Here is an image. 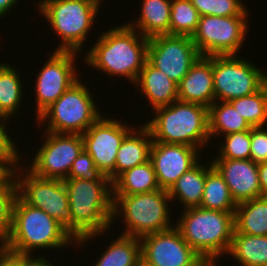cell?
<instances>
[{
	"label": "cell",
	"instance_id": "cell-1",
	"mask_svg": "<svg viewBox=\"0 0 267 266\" xmlns=\"http://www.w3.org/2000/svg\"><path fill=\"white\" fill-rule=\"evenodd\" d=\"M95 42L84 57L87 66L108 77L128 78L134 86L147 61L149 38L125 22L105 31Z\"/></svg>",
	"mask_w": 267,
	"mask_h": 266
},
{
	"label": "cell",
	"instance_id": "cell-2",
	"mask_svg": "<svg viewBox=\"0 0 267 266\" xmlns=\"http://www.w3.org/2000/svg\"><path fill=\"white\" fill-rule=\"evenodd\" d=\"M63 181L73 218V238L77 243L74 245L79 244L80 248L93 237L109 232L114 224L112 182L73 178Z\"/></svg>",
	"mask_w": 267,
	"mask_h": 266
},
{
	"label": "cell",
	"instance_id": "cell-3",
	"mask_svg": "<svg viewBox=\"0 0 267 266\" xmlns=\"http://www.w3.org/2000/svg\"><path fill=\"white\" fill-rule=\"evenodd\" d=\"M74 241L57 220L16 196L10 233L4 242L6 249L32 257L37 249H62Z\"/></svg>",
	"mask_w": 267,
	"mask_h": 266
},
{
	"label": "cell",
	"instance_id": "cell-4",
	"mask_svg": "<svg viewBox=\"0 0 267 266\" xmlns=\"http://www.w3.org/2000/svg\"><path fill=\"white\" fill-rule=\"evenodd\" d=\"M182 212L174 226L209 266H217L216 261L229 252L235 230V212L208 210L199 206L183 209Z\"/></svg>",
	"mask_w": 267,
	"mask_h": 266
},
{
	"label": "cell",
	"instance_id": "cell-5",
	"mask_svg": "<svg viewBox=\"0 0 267 266\" xmlns=\"http://www.w3.org/2000/svg\"><path fill=\"white\" fill-rule=\"evenodd\" d=\"M154 112L153 119L144 124L153 141L183 144L200 150L209 144L207 107L177 100L168 106L155 109Z\"/></svg>",
	"mask_w": 267,
	"mask_h": 266
},
{
	"label": "cell",
	"instance_id": "cell-6",
	"mask_svg": "<svg viewBox=\"0 0 267 266\" xmlns=\"http://www.w3.org/2000/svg\"><path fill=\"white\" fill-rule=\"evenodd\" d=\"M102 0H39L38 11L59 35L61 43L55 51H79L93 23Z\"/></svg>",
	"mask_w": 267,
	"mask_h": 266
},
{
	"label": "cell",
	"instance_id": "cell-7",
	"mask_svg": "<svg viewBox=\"0 0 267 266\" xmlns=\"http://www.w3.org/2000/svg\"><path fill=\"white\" fill-rule=\"evenodd\" d=\"M168 201L171 202L169 192L163 189L133 195H113L112 221L122 216L126 228L121 234L137 238L169 230L175 224L171 223Z\"/></svg>",
	"mask_w": 267,
	"mask_h": 266
},
{
	"label": "cell",
	"instance_id": "cell-8",
	"mask_svg": "<svg viewBox=\"0 0 267 266\" xmlns=\"http://www.w3.org/2000/svg\"><path fill=\"white\" fill-rule=\"evenodd\" d=\"M93 96L79 79L37 118V124L48 122V132L82 135L103 115Z\"/></svg>",
	"mask_w": 267,
	"mask_h": 266
},
{
	"label": "cell",
	"instance_id": "cell-9",
	"mask_svg": "<svg viewBox=\"0 0 267 266\" xmlns=\"http://www.w3.org/2000/svg\"><path fill=\"white\" fill-rule=\"evenodd\" d=\"M20 164L19 161V166L16 164L12 170L17 195L25 203L43 210L57 220L73 237V218L64 181L37 177L26 165Z\"/></svg>",
	"mask_w": 267,
	"mask_h": 266
},
{
	"label": "cell",
	"instance_id": "cell-10",
	"mask_svg": "<svg viewBox=\"0 0 267 266\" xmlns=\"http://www.w3.org/2000/svg\"><path fill=\"white\" fill-rule=\"evenodd\" d=\"M256 64L238 55H213L215 101H231L252 95L267 83Z\"/></svg>",
	"mask_w": 267,
	"mask_h": 266
},
{
	"label": "cell",
	"instance_id": "cell-11",
	"mask_svg": "<svg viewBox=\"0 0 267 266\" xmlns=\"http://www.w3.org/2000/svg\"><path fill=\"white\" fill-rule=\"evenodd\" d=\"M247 17L200 16L197 29L191 37L200 55H238L243 42L247 40Z\"/></svg>",
	"mask_w": 267,
	"mask_h": 266
},
{
	"label": "cell",
	"instance_id": "cell-12",
	"mask_svg": "<svg viewBox=\"0 0 267 266\" xmlns=\"http://www.w3.org/2000/svg\"><path fill=\"white\" fill-rule=\"evenodd\" d=\"M45 140L26 168L35 176L65 180L74 160L83 150L81 134L45 132Z\"/></svg>",
	"mask_w": 267,
	"mask_h": 266
},
{
	"label": "cell",
	"instance_id": "cell-13",
	"mask_svg": "<svg viewBox=\"0 0 267 266\" xmlns=\"http://www.w3.org/2000/svg\"><path fill=\"white\" fill-rule=\"evenodd\" d=\"M118 119L100 116L82 134L83 149L90 154L95 166L107 176L111 182L115 181V164L119 147L124 138L134 129Z\"/></svg>",
	"mask_w": 267,
	"mask_h": 266
},
{
	"label": "cell",
	"instance_id": "cell-14",
	"mask_svg": "<svg viewBox=\"0 0 267 266\" xmlns=\"http://www.w3.org/2000/svg\"><path fill=\"white\" fill-rule=\"evenodd\" d=\"M200 56L189 36L165 34L149 38L147 61L177 84Z\"/></svg>",
	"mask_w": 267,
	"mask_h": 266
},
{
	"label": "cell",
	"instance_id": "cell-15",
	"mask_svg": "<svg viewBox=\"0 0 267 266\" xmlns=\"http://www.w3.org/2000/svg\"><path fill=\"white\" fill-rule=\"evenodd\" d=\"M78 54L74 51L54 50L36 75L35 111L37 118L79 80L75 65Z\"/></svg>",
	"mask_w": 267,
	"mask_h": 266
},
{
	"label": "cell",
	"instance_id": "cell-16",
	"mask_svg": "<svg viewBox=\"0 0 267 266\" xmlns=\"http://www.w3.org/2000/svg\"><path fill=\"white\" fill-rule=\"evenodd\" d=\"M141 257L154 266H209L173 228L140 238Z\"/></svg>",
	"mask_w": 267,
	"mask_h": 266
},
{
	"label": "cell",
	"instance_id": "cell-17",
	"mask_svg": "<svg viewBox=\"0 0 267 266\" xmlns=\"http://www.w3.org/2000/svg\"><path fill=\"white\" fill-rule=\"evenodd\" d=\"M200 149L183 144L152 142L150 161L153 165L158 185L169 191L176 181L200 160Z\"/></svg>",
	"mask_w": 267,
	"mask_h": 266
},
{
	"label": "cell",
	"instance_id": "cell-18",
	"mask_svg": "<svg viewBox=\"0 0 267 266\" xmlns=\"http://www.w3.org/2000/svg\"><path fill=\"white\" fill-rule=\"evenodd\" d=\"M223 176L236 204L261 197L258 164L251 159H211Z\"/></svg>",
	"mask_w": 267,
	"mask_h": 266
},
{
	"label": "cell",
	"instance_id": "cell-19",
	"mask_svg": "<svg viewBox=\"0 0 267 266\" xmlns=\"http://www.w3.org/2000/svg\"><path fill=\"white\" fill-rule=\"evenodd\" d=\"M178 100L207 108L215 101L213 56H200L178 84Z\"/></svg>",
	"mask_w": 267,
	"mask_h": 266
},
{
	"label": "cell",
	"instance_id": "cell-20",
	"mask_svg": "<svg viewBox=\"0 0 267 266\" xmlns=\"http://www.w3.org/2000/svg\"><path fill=\"white\" fill-rule=\"evenodd\" d=\"M134 85L140 86L142 95L146 96L153 110L178 100V84L148 61Z\"/></svg>",
	"mask_w": 267,
	"mask_h": 266
},
{
	"label": "cell",
	"instance_id": "cell-21",
	"mask_svg": "<svg viewBox=\"0 0 267 266\" xmlns=\"http://www.w3.org/2000/svg\"><path fill=\"white\" fill-rule=\"evenodd\" d=\"M139 127V128H138ZM136 126L123 140L118 149L115 164V180L125 171L149 161L153 142L149 129L143 124Z\"/></svg>",
	"mask_w": 267,
	"mask_h": 266
},
{
	"label": "cell",
	"instance_id": "cell-22",
	"mask_svg": "<svg viewBox=\"0 0 267 266\" xmlns=\"http://www.w3.org/2000/svg\"><path fill=\"white\" fill-rule=\"evenodd\" d=\"M201 164L186 171L168 191L171 201L178 200L183 208L198 207L203 196L207 171L213 166L212 162Z\"/></svg>",
	"mask_w": 267,
	"mask_h": 266
},
{
	"label": "cell",
	"instance_id": "cell-23",
	"mask_svg": "<svg viewBox=\"0 0 267 266\" xmlns=\"http://www.w3.org/2000/svg\"><path fill=\"white\" fill-rule=\"evenodd\" d=\"M171 3L172 0H143L139 18L127 24L147 38L169 35Z\"/></svg>",
	"mask_w": 267,
	"mask_h": 266
},
{
	"label": "cell",
	"instance_id": "cell-24",
	"mask_svg": "<svg viewBox=\"0 0 267 266\" xmlns=\"http://www.w3.org/2000/svg\"><path fill=\"white\" fill-rule=\"evenodd\" d=\"M234 233L267 236V197L261 196L237 204Z\"/></svg>",
	"mask_w": 267,
	"mask_h": 266
},
{
	"label": "cell",
	"instance_id": "cell-25",
	"mask_svg": "<svg viewBox=\"0 0 267 266\" xmlns=\"http://www.w3.org/2000/svg\"><path fill=\"white\" fill-rule=\"evenodd\" d=\"M112 187L113 195H133L161 189L150 160L123 172Z\"/></svg>",
	"mask_w": 267,
	"mask_h": 266
},
{
	"label": "cell",
	"instance_id": "cell-26",
	"mask_svg": "<svg viewBox=\"0 0 267 266\" xmlns=\"http://www.w3.org/2000/svg\"><path fill=\"white\" fill-rule=\"evenodd\" d=\"M210 140L220 134L228 135L251 130L249 123L235 110L228 101H214L208 108Z\"/></svg>",
	"mask_w": 267,
	"mask_h": 266
},
{
	"label": "cell",
	"instance_id": "cell-27",
	"mask_svg": "<svg viewBox=\"0 0 267 266\" xmlns=\"http://www.w3.org/2000/svg\"><path fill=\"white\" fill-rule=\"evenodd\" d=\"M228 255L240 266H266L267 236L234 233Z\"/></svg>",
	"mask_w": 267,
	"mask_h": 266
},
{
	"label": "cell",
	"instance_id": "cell-28",
	"mask_svg": "<svg viewBox=\"0 0 267 266\" xmlns=\"http://www.w3.org/2000/svg\"><path fill=\"white\" fill-rule=\"evenodd\" d=\"M19 73L12 64L0 63V115L7 120L18 115L19 106L23 101L24 92Z\"/></svg>",
	"mask_w": 267,
	"mask_h": 266
},
{
	"label": "cell",
	"instance_id": "cell-29",
	"mask_svg": "<svg viewBox=\"0 0 267 266\" xmlns=\"http://www.w3.org/2000/svg\"><path fill=\"white\" fill-rule=\"evenodd\" d=\"M140 259V238L121 234L108 245L94 266H138Z\"/></svg>",
	"mask_w": 267,
	"mask_h": 266
},
{
	"label": "cell",
	"instance_id": "cell-30",
	"mask_svg": "<svg viewBox=\"0 0 267 266\" xmlns=\"http://www.w3.org/2000/svg\"><path fill=\"white\" fill-rule=\"evenodd\" d=\"M199 207L222 212H235L237 207L223 176L214 166L206 173L203 196Z\"/></svg>",
	"mask_w": 267,
	"mask_h": 266
},
{
	"label": "cell",
	"instance_id": "cell-31",
	"mask_svg": "<svg viewBox=\"0 0 267 266\" xmlns=\"http://www.w3.org/2000/svg\"><path fill=\"white\" fill-rule=\"evenodd\" d=\"M229 102L251 127L267 126V83L256 93Z\"/></svg>",
	"mask_w": 267,
	"mask_h": 266
},
{
	"label": "cell",
	"instance_id": "cell-32",
	"mask_svg": "<svg viewBox=\"0 0 267 266\" xmlns=\"http://www.w3.org/2000/svg\"><path fill=\"white\" fill-rule=\"evenodd\" d=\"M200 15L190 0H172L169 35L192 37Z\"/></svg>",
	"mask_w": 267,
	"mask_h": 266
},
{
	"label": "cell",
	"instance_id": "cell-33",
	"mask_svg": "<svg viewBox=\"0 0 267 266\" xmlns=\"http://www.w3.org/2000/svg\"><path fill=\"white\" fill-rule=\"evenodd\" d=\"M17 196L16 183L11 173L0 184V242L4 243L10 233L12 207Z\"/></svg>",
	"mask_w": 267,
	"mask_h": 266
},
{
	"label": "cell",
	"instance_id": "cell-34",
	"mask_svg": "<svg viewBox=\"0 0 267 266\" xmlns=\"http://www.w3.org/2000/svg\"><path fill=\"white\" fill-rule=\"evenodd\" d=\"M200 16H249L241 0H190Z\"/></svg>",
	"mask_w": 267,
	"mask_h": 266
},
{
	"label": "cell",
	"instance_id": "cell-35",
	"mask_svg": "<svg viewBox=\"0 0 267 266\" xmlns=\"http://www.w3.org/2000/svg\"><path fill=\"white\" fill-rule=\"evenodd\" d=\"M216 158L250 159L251 130L225 135Z\"/></svg>",
	"mask_w": 267,
	"mask_h": 266
},
{
	"label": "cell",
	"instance_id": "cell-36",
	"mask_svg": "<svg viewBox=\"0 0 267 266\" xmlns=\"http://www.w3.org/2000/svg\"><path fill=\"white\" fill-rule=\"evenodd\" d=\"M67 178L85 180H110L95 166L94 160L84 149L74 160Z\"/></svg>",
	"mask_w": 267,
	"mask_h": 266
},
{
	"label": "cell",
	"instance_id": "cell-37",
	"mask_svg": "<svg viewBox=\"0 0 267 266\" xmlns=\"http://www.w3.org/2000/svg\"><path fill=\"white\" fill-rule=\"evenodd\" d=\"M267 126L251 127L250 159L256 163L267 162Z\"/></svg>",
	"mask_w": 267,
	"mask_h": 266
},
{
	"label": "cell",
	"instance_id": "cell-38",
	"mask_svg": "<svg viewBox=\"0 0 267 266\" xmlns=\"http://www.w3.org/2000/svg\"><path fill=\"white\" fill-rule=\"evenodd\" d=\"M6 123V124H5ZM8 120L0 115V157H22V153L16 149V144L13 141L12 137H10V133H7L6 125L8 124Z\"/></svg>",
	"mask_w": 267,
	"mask_h": 266
},
{
	"label": "cell",
	"instance_id": "cell-39",
	"mask_svg": "<svg viewBox=\"0 0 267 266\" xmlns=\"http://www.w3.org/2000/svg\"><path fill=\"white\" fill-rule=\"evenodd\" d=\"M0 266H28V256L4 249L0 253Z\"/></svg>",
	"mask_w": 267,
	"mask_h": 266
},
{
	"label": "cell",
	"instance_id": "cell-40",
	"mask_svg": "<svg viewBox=\"0 0 267 266\" xmlns=\"http://www.w3.org/2000/svg\"><path fill=\"white\" fill-rule=\"evenodd\" d=\"M20 160V157H0V184L12 173L13 167Z\"/></svg>",
	"mask_w": 267,
	"mask_h": 266
},
{
	"label": "cell",
	"instance_id": "cell-41",
	"mask_svg": "<svg viewBox=\"0 0 267 266\" xmlns=\"http://www.w3.org/2000/svg\"><path fill=\"white\" fill-rule=\"evenodd\" d=\"M259 183L261 187V194L267 197V162L258 164Z\"/></svg>",
	"mask_w": 267,
	"mask_h": 266
},
{
	"label": "cell",
	"instance_id": "cell-42",
	"mask_svg": "<svg viewBox=\"0 0 267 266\" xmlns=\"http://www.w3.org/2000/svg\"><path fill=\"white\" fill-rule=\"evenodd\" d=\"M18 0H0V17L7 15L15 5H17Z\"/></svg>",
	"mask_w": 267,
	"mask_h": 266
},
{
	"label": "cell",
	"instance_id": "cell-43",
	"mask_svg": "<svg viewBox=\"0 0 267 266\" xmlns=\"http://www.w3.org/2000/svg\"><path fill=\"white\" fill-rule=\"evenodd\" d=\"M28 266H54L52 265V262L45 259L44 257H37L35 256H28Z\"/></svg>",
	"mask_w": 267,
	"mask_h": 266
},
{
	"label": "cell",
	"instance_id": "cell-44",
	"mask_svg": "<svg viewBox=\"0 0 267 266\" xmlns=\"http://www.w3.org/2000/svg\"><path fill=\"white\" fill-rule=\"evenodd\" d=\"M138 266H154V265H152V264L146 262V261L141 257V259H140V261H139V263H138Z\"/></svg>",
	"mask_w": 267,
	"mask_h": 266
},
{
	"label": "cell",
	"instance_id": "cell-45",
	"mask_svg": "<svg viewBox=\"0 0 267 266\" xmlns=\"http://www.w3.org/2000/svg\"><path fill=\"white\" fill-rule=\"evenodd\" d=\"M5 249L4 243L0 242V253Z\"/></svg>",
	"mask_w": 267,
	"mask_h": 266
}]
</instances>
